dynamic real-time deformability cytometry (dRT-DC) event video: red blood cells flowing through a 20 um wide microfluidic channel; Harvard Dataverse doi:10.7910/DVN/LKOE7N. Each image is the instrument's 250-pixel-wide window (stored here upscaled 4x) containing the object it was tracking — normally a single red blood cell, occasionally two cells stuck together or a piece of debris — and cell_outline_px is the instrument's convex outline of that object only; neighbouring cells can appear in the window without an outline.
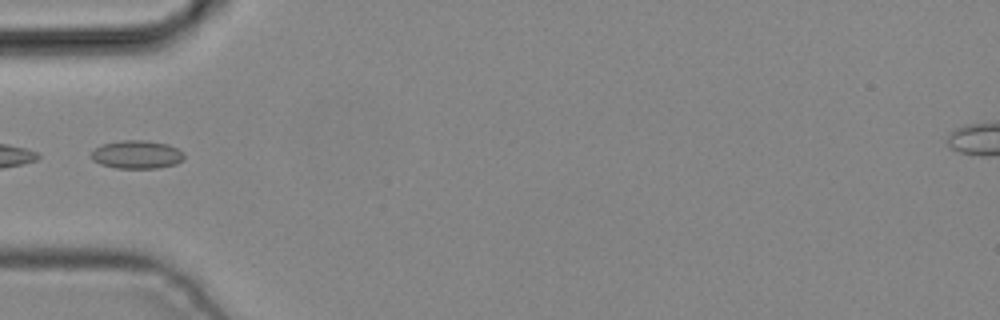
{"species": "common noctule bat (a hibernating species)", "species_latin": "Nyctalus noctula", "temperature_condition": "cold", "stored_images_in_passage": 5, "camera_frame_rate_fps": 3000, "um_per_image_px": 0.085, "animal": {"sex": "male", "body_mass_g": 19.2, "forearm_length_mm": 51.8}, "frame": {"image": 1, "passage_image": 4, "time_ms": 1.0, "image_size_px": [1000, 320], "cell_outline_px": [[184, 160], [176, 164], [156, 168], [116, 168], [100, 164], [92, 160], [88, 156], [96, 148], [104, 144], [120, 140], [144, 140], [168, 144], [184, 152]], "centroid_in_image_um": [11.63, 13.14], "position_along_channel_um": 73.4, "area_um2": 15.37}}
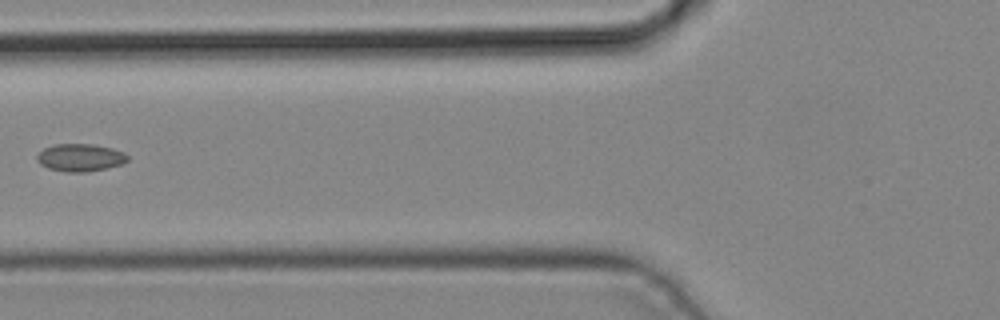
{"frame": {"image": 2, "passage_image": 5, "time_ms": 1.333, "image_size_px": [1000, 320], "cell_outline_px": [[128, 160], [120, 164], [104, 168], [84, 172], [68, 172], [48, 168], [40, 164], [36, 156], [44, 148], [56, 144], [92, 144], [112, 148], [124, 152], [128, 156]], "centroid_in_image_um": [6.81, 13.38], "position_along_channel_um": 119.0, "area_um2": 14.33}}